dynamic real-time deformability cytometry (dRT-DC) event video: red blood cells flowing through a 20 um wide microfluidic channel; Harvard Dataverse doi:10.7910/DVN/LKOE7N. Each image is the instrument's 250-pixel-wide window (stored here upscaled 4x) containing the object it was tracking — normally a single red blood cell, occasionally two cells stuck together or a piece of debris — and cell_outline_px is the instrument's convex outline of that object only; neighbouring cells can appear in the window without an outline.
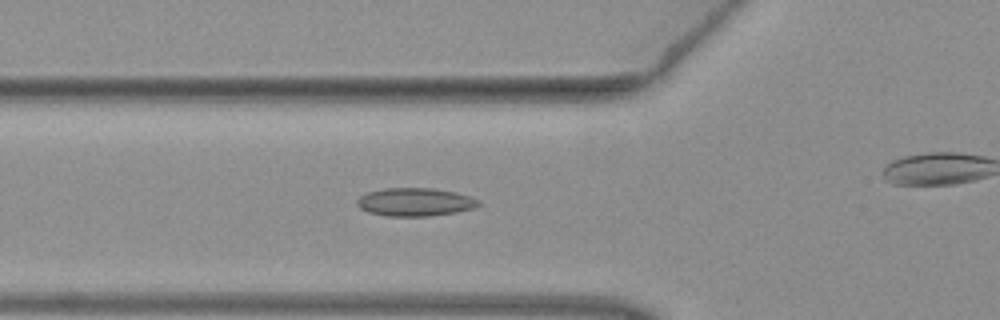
{"species": "common noctule bat (a hibernating species)", "species_latin": "Nyctalus noctula", "temperature_condition": "warm", "stored_images_in_passage": 41, "camera_frame_rate_fps": 3000, "um_per_image_px": 0.085, "animal": {"sex": "female", "body_mass_g": 19.3, "forearm_length_mm": 54.1}, "frame": {"image": 1, "passage_image": 17, "time_ms": 5.333, "image_size_px": [1000, 320], "cell_outline_px": [[480, 204], [476, 208], [456, 212], [432, 216], [388, 216], [368, 212], [360, 208], [356, 204], [356, 200], [360, 196], [368, 192], [384, 188], [432, 188], [456, 192], [480, 200]], "centroid_in_image_um": [35.29, 17.17], "position_along_channel_um": 90.5, "area_um2": 20.06}}
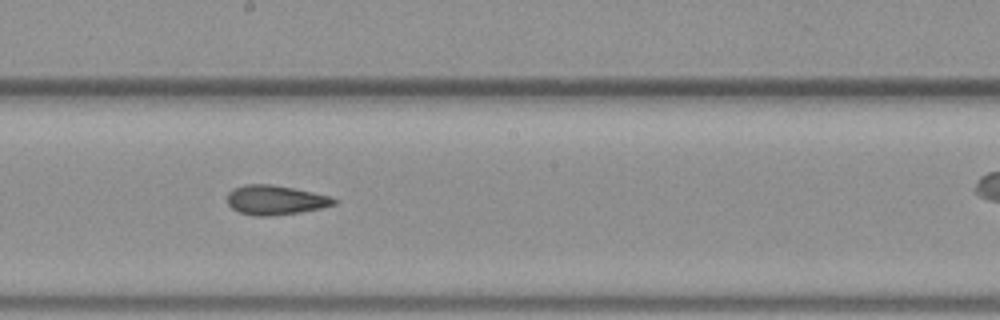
{"frame": {"image": 2, "passage_image": 27, "time_ms": 8.667, "image_size_px": [1000, 320], "cell_outline_px": [[336, 204], [320, 208], [300, 212], [268, 216], [256, 216], [240, 212], [232, 208], [228, 204], [228, 192], [232, 188], [244, 184], [272, 184], [312, 192], [328, 196], [336, 200]], "centroid_in_image_um": [23.36, 16.99], "position_along_channel_um": 224.8, "area_um2": 18.15}}
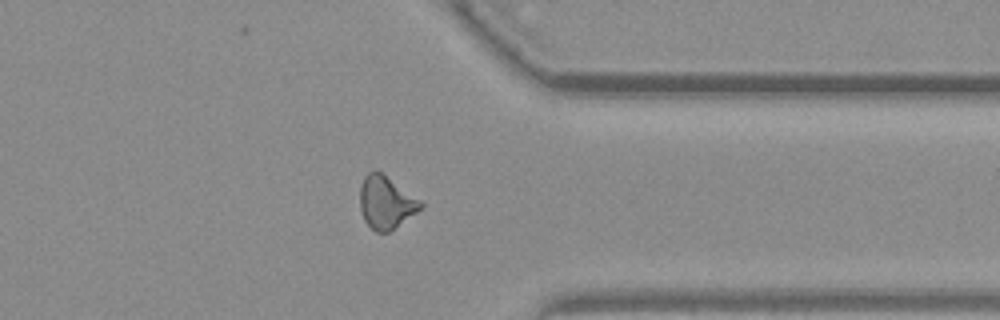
{"frame": {"image": 3, "passage_image": 39, "time_ms": 12.667, "image_size_px": [1000, 320], "cell_outline_px": [[424, 208], [388, 232], [376, 232], [364, 220], [360, 208], [360, 188], [364, 176], [368, 172], [376, 168], [420, 200], [424, 204]], "centroid_in_image_um": [32.81, 17.18], "position_along_channel_um": 378.6, "area_um2": 18.67}}